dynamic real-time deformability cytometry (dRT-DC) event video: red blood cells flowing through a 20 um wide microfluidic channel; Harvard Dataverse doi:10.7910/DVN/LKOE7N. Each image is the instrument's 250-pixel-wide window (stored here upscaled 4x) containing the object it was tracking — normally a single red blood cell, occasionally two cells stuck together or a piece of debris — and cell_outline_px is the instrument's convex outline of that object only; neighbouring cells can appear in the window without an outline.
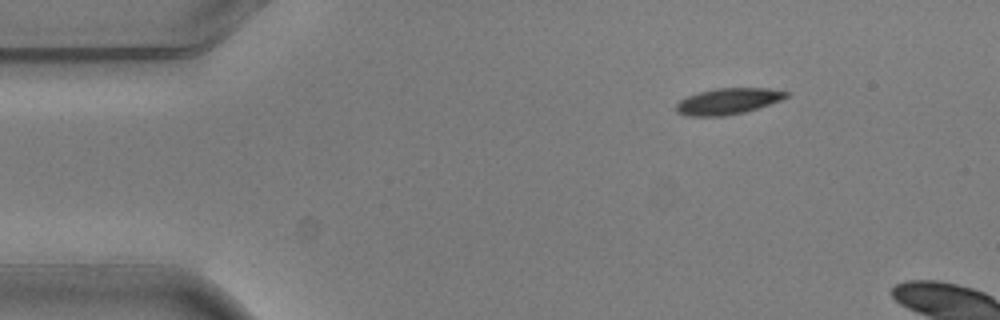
{"species": "common noctule bat (a hibernating species)", "species_latin": "Nyctalus noctula", "temperature_condition": "warm", "stored_images_in_passage": 3, "camera_frame_rate_fps": 3000, "um_per_image_px": 0.085, "animal": {"sex": "male", "body_mass_g": 20.5, "forearm_length_mm": 52.5}, "frame": {"image": 1, "passage_image": 1, "time_ms": 0.0, "image_size_px": [1000, 320], "cell_outline_px": [[792, 92], [788, 96], [780, 100], [744, 112], [724, 116], [684, 116], [676, 112], [676, 104], [680, 100], [696, 92], [716, 88], [768, 88]], "centroid_in_image_um": [61.85, 8.6], "position_along_channel_um": 23.1, "area_um2": 16.82}}